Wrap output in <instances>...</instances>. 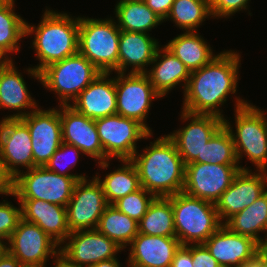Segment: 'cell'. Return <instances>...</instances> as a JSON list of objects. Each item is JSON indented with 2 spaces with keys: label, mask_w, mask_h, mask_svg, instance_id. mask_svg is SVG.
<instances>
[{
  "label": "cell",
  "mask_w": 267,
  "mask_h": 267,
  "mask_svg": "<svg viewBox=\"0 0 267 267\" xmlns=\"http://www.w3.org/2000/svg\"><path fill=\"white\" fill-rule=\"evenodd\" d=\"M240 55L223 51L208 64L190 74L184 90L182 109L193 114H211L225 118L220 105L229 94H235L239 80Z\"/></svg>",
  "instance_id": "obj_1"
},
{
  "label": "cell",
  "mask_w": 267,
  "mask_h": 267,
  "mask_svg": "<svg viewBox=\"0 0 267 267\" xmlns=\"http://www.w3.org/2000/svg\"><path fill=\"white\" fill-rule=\"evenodd\" d=\"M150 144L141 154L137 151L130 159L137 169L141 187L155 197H169L182 192L185 164L174 142L164 135Z\"/></svg>",
  "instance_id": "obj_2"
},
{
  "label": "cell",
  "mask_w": 267,
  "mask_h": 267,
  "mask_svg": "<svg viewBox=\"0 0 267 267\" xmlns=\"http://www.w3.org/2000/svg\"><path fill=\"white\" fill-rule=\"evenodd\" d=\"M37 27L26 22V35L34 33L33 49L40 63L28 68V75L41 81L40 72L48 65L78 53L79 17L45 9Z\"/></svg>",
  "instance_id": "obj_3"
},
{
  "label": "cell",
  "mask_w": 267,
  "mask_h": 267,
  "mask_svg": "<svg viewBox=\"0 0 267 267\" xmlns=\"http://www.w3.org/2000/svg\"><path fill=\"white\" fill-rule=\"evenodd\" d=\"M235 133L229 120L224 118V126L229 130L234 141L238 164L243 155L248 157L258 170L267 167V117L264 111L251 103L236 98Z\"/></svg>",
  "instance_id": "obj_4"
},
{
  "label": "cell",
  "mask_w": 267,
  "mask_h": 267,
  "mask_svg": "<svg viewBox=\"0 0 267 267\" xmlns=\"http://www.w3.org/2000/svg\"><path fill=\"white\" fill-rule=\"evenodd\" d=\"M176 238L181 245L203 244L222 225L214 203L177 193L171 196Z\"/></svg>",
  "instance_id": "obj_5"
},
{
  "label": "cell",
  "mask_w": 267,
  "mask_h": 267,
  "mask_svg": "<svg viewBox=\"0 0 267 267\" xmlns=\"http://www.w3.org/2000/svg\"><path fill=\"white\" fill-rule=\"evenodd\" d=\"M120 31L111 18L79 17L78 53L102 73H118Z\"/></svg>",
  "instance_id": "obj_6"
},
{
  "label": "cell",
  "mask_w": 267,
  "mask_h": 267,
  "mask_svg": "<svg viewBox=\"0 0 267 267\" xmlns=\"http://www.w3.org/2000/svg\"><path fill=\"white\" fill-rule=\"evenodd\" d=\"M100 73L87 58L77 53L44 68L40 72V82L58 95L60 106H70V101H74Z\"/></svg>",
  "instance_id": "obj_7"
},
{
  "label": "cell",
  "mask_w": 267,
  "mask_h": 267,
  "mask_svg": "<svg viewBox=\"0 0 267 267\" xmlns=\"http://www.w3.org/2000/svg\"><path fill=\"white\" fill-rule=\"evenodd\" d=\"M27 171L20 172L12 180V196L16 199L43 200L65 207L72 197L75 183L83 179L59 175L45 166H36Z\"/></svg>",
  "instance_id": "obj_8"
},
{
  "label": "cell",
  "mask_w": 267,
  "mask_h": 267,
  "mask_svg": "<svg viewBox=\"0 0 267 267\" xmlns=\"http://www.w3.org/2000/svg\"><path fill=\"white\" fill-rule=\"evenodd\" d=\"M94 121L105 153V162L114 157L119 161L130 160L137 152L136 142L153 136L138 121L118 114Z\"/></svg>",
  "instance_id": "obj_9"
},
{
  "label": "cell",
  "mask_w": 267,
  "mask_h": 267,
  "mask_svg": "<svg viewBox=\"0 0 267 267\" xmlns=\"http://www.w3.org/2000/svg\"><path fill=\"white\" fill-rule=\"evenodd\" d=\"M240 170L248 168L239 165L189 163L185 165L182 192L215 204Z\"/></svg>",
  "instance_id": "obj_10"
},
{
  "label": "cell",
  "mask_w": 267,
  "mask_h": 267,
  "mask_svg": "<svg viewBox=\"0 0 267 267\" xmlns=\"http://www.w3.org/2000/svg\"><path fill=\"white\" fill-rule=\"evenodd\" d=\"M115 77L117 114L134 119L142 124L150 133L145 123L154 99L162 98L153 88L145 73H117Z\"/></svg>",
  "instance_id": "obj_11"
},
{
  "label": "cell",
  "mask_w": 267,
  "mask_h": 267,
  "mask_svg": "<svg viewBox=\"0 0 267 267\" xmlns=\"http://www.w3.org/2000/svg\"><path fill=\"white\" fill-rule=\"evenodd\" d=\"M88 180L83 178L75 183L66 206L70 232L97 229L100 217L109 205L99 180L96 177Z\"/></svg>",
  "instance_id": "obj_12"
},
{
  "label": "cell",
  "mask_w": 267,
  "mask_h": 267,
  "mask_svg": "<svg viewBox=\"0 0 267 267\" xmlns=\"http://www.w3.org/2000/svg\"><path fill=\"white\" fill-rule=\"evenodd\" d=\"M181 118L191 121L187 126L167 136L174 142L185 165L202 163V149L224 125V119L216 115L193 114L184 110Z\"/></svg>",
  "instance_id": "obj_13"
},
{
  "label": "cell",
  "mask_w": 267,
  "mask_h": 267,
  "mask_svg": "<svg viewBox=\"0 0 267 267\" xmlns=\"http://www.w3.org/2000/svg\"><path fill=\"white\" fill-rule=\"evenodd\" d=\"M0 161L11 180L21 172L17 166L27 170L34 167L31 135L20 118L0 121Z\"/></svg>",
  "instance_id": "obj_14"
},
{
  "label": "cell",
  "mask_w": 267,
  "mask_h": 267,
  "mask_svg": "<svg viewBox=\"0 0 267 267\" xmlns=\"http://www.w3.org/2000/svg\"><path fill=\"white\" fill-rule=\"evenodd\" d=\"M5 243V249L19 260L22 265L46 264L49 256L54 257L60 247L35 223L23 218ZM8 246H7V245Z\"/></svg>",
  "instance_id": "obj_15"
},
{
  "label": "cell",
  "mask_w": 267,
  "mask_h": 267,
  "mask_svg": "<svg viewBox=\"0 0 267 267\" xmlns=\"http://www.w3.org/2000/svg\"><path fill=\"white\" fill-rule=\"evenodd\" d=\"M20 119L27 125L31 135L34 167L45 166L63 143L58 108H37Z\"/></svg>",
  "instance_id": "obj_16"
},
{
  "label": "cell",
  "mask_w": 267,
  "mask_h": 267,
  "mask_svg": "<svg viewBox=\"0 0 267 267\" xmlns=\"http://www.w3.org/2000/svg\"><path fill=\"white\" fill-rule=\"evenodd\" d=\"M267 171L251 169L240 170L234 177L228 189L221 194L215 203L218 217L223 224L233 215L252 205L267 191Z\"/></svg>",
  "instance_id": "obj_17"
},
{
  "label": "cell",
  "mask_w": 267,
  "mask_h": 267,
  "mask_svg": "<svg viewBox=\"0 0 267 267\" xmlns=\"http://www.w3.org/2000/svg\"><path fill=\"white\" fill-rule=\"evenodd\" d=\"M64 246L59 251L71 262L83 267H92L100 261L116 258L123 249L98 229L70 232Z\"/></svg>",
  "instance_id": "obj_18"
},
{
  "label": "cell",
  "mask_w": 267,
  "mask_h": 267,
  "mask_svg": "<svg viewBox=\"0 0 267 267\" xmlns=\"http://www.w3.org/2000/svg\"><path fill=\"white\" fill-rule=\"evenodd\" d=\"M59 115L62 126L63 143L73 145L83 154L98 160L102 169L109 166L99 139L95 121L76 112L70 106H60Z\"/></svg>",
  "instance_id": "obj_19"
},
{
  "label": "cell",
  "mask_w": 267,
  "mask_h": 267,
  "mask_svg": "<svg viewBox=\"0 0 267 267\" xmlns=\"http://www.w3.org/2000/svg\"><path fill=\"white\" fill-rule=\"evenodd\" d=\"M203 244L221 267H238L264 249L253 238L232 232L224 224Z\"/></svg>",
  "instance_id": "obj_20"
},
{
  "label": "cell",
  "mask_w": 267,
  "mask_h": 267,
  "mask_svg": "<svg viewBox=\"0 0 267 267\" xmlns=\"http://www.w3.org/2000/svg\"><path fill=\"white\" fill-rule=\"evenodd\" d=\"M110 74L101 72L70 107L93 120L117 114L115 78L109 79Z\"/></svg>",
  "instance_id": "obj_21"
},
{
  "label": "cell",
  "mask_w": 267,
  "mask_h": 267,
  "mask_svg": "<svg viewBox=\"0 0 267 267\" xmlns=\"http://www.w3.org/2000/svg\"><path fill=\"white\" fill-rule=\"evenodd\" d=\"M176 237L138 233L130 244L129 267H170L180 247Z\"/></svg>",
  "instance_id": "obj_22"
},
{
  "label": "cell",
  "mask_w": 267,
  "mask_h": 267,
  "mask_svg": "<svg viewBox=\"0 0 267 267\" xmlns=\"http://www.w3.org/2000/svg\"><path fill=\"white\" fill-rule=\"evenodd\" d=\"M22 218L35 223L59 246L70 234L65 206L38 199H18Z\"/></svg>",
  "instance_id": "obj_23"
},
{
  "label": "cell",
  "mask_w": 267,
  "mask_h": 267,
  "mask_svg": "<svg viewBox=\"0 0 267 267\" xmlns=\"http://www.w3.org/2000/svg\"><path fill=\"white\" fill-rule=\"evenodd\" d=\"M157 39L148 33L120 31L118 73H125L127 66L130 73H145L151 65L159 48Z\"/></svg>",
  "instance_id": "obj_24"
},
{
  "label": "cell",
  "mask_w": 267,
  "mask_h": 267,
  "mask_svg": "<svg viewBox=\"0 0 267 267\" xmlns=\"http://www.w3.org/2000/svg\"><path fill=\"white\" fill-rule=\"evenodd\" d=\"M12 60H6L0 65V109L23 110L16 114L4 117L8 118H22L26 116L28 111L25 109H37L36 101L32 99L24 78L18 72Z\"/></svg>",
  "instance_id": "obj_25"
},
{
  "label": "cell",
  "mask_w": 267,
  "mask_h": 267,
  "mask_svg": "<svg viewBox=\"0 0 267 267\" xmlns=\"http://www.w3.org/2000/svg\"><path fill=\"white\" fill-rule=\"evenodd\" d=\"M163 47L158 48L151 63V65L154 64L152 69L145 72L154 90L161 97L166 96L181 82H184L182 87L185 90L191 74L190 70L170 50Z\"/></svg>",
  "instance_id": "obj_26"
},
{
  "label": "cell",
  "mask_w": 267,
  "mask_h": 267,
  "mask_svg": "<svg viewBox=\"0 0 267 267\" xmlns=\"http://www.w3.org/2000/svg\"><path fill=\"white\" fill-rule=\"evenodd\" d=\"M223 224L232 232L253 238L267 248V191L252 205L230 217ZM259 232H266L265 239Z\"/></svg>",
  "instance_id": "obj_27"
},
{
  "label": "cell",
  "mask_w": 267,
  "mask_h": 267,
  "mask_svg": "<svg viewBox=\"0 0 267 267\" xmlns=\"http://www.w3.org/2000/svg\"><path fill=\"white\" fill-rule=\"evenodd\" d=\"M165 47L170 50L190 72L208 64L213 55L210 45L196 31H185L168 42Z\"/></svg>",
  "instance_id": "obj_28"
},
{
  "label": "cell",
  "mask_w": 267,
  "mask_h": 267,
  "mask_svg": "<svg viewBox=\"0 0 267 267\" xmlns=\"http://www.w3.org/2000/svg\"><path fill=\"white\" fill-rule=\"evenodd\" d=\"M138 233L150 236L176 237L174 214L169 197H155L138 222Z\"/></svg>",
  "instance_id": "obj_29"
},
{
  "label": "cell",
  "mask_w": 267,
  "mask_h": 267,
  "mask_svg": "<svg viewBox=\"0 0 267 267\" xmlns=\"http://www.w3.org/2000/svg\"><path fill=\"white\" fill-rule=\"evenodd\" d=\"M114 10L118 28L128 32L149 33L164 22L144 2L119 1Z\"/></svg>",
  "instance_id": "obj_30"
},
{
  "label": "cell",
  "mask_w": 267,
  "mask_h": 267,
  "mask_svg": "<svg viewBox=\"0 0 267 267\" xmlns=\"http://www.w3.org/2000/svg\"><path fill=\"white\" fill-rule=\"evenodd\" d=\"M123 166L108 173L103 181L96 175L103 188L108 204H113L119 198L133 193L141 188L140 179L135 165L130 160H121Z\"/></svg>",
  "instance_id": "obj_31"
},
{
  "label": "cell",
  "mask_w": 267,
  "mask_h": 267,
  "mask_svg": "<svg viewBox=\"0 0 267 267\" xmlns=\"http://www.w3.org/2000/svg\"><path fill=\"white\" fill-rule=\"evenodd\" d=\"M97 229L124 249L138 234V222L109 204L100 217Z\"/></svg>",
  "instance_id": "obj_32"
},
{
  "label": "cell",
  "mask_w": 267,
  "mask_h": 267,
  "mask_svg": "<svg viewBox=\"0 0 267 267\" xmlns=\"http://www.w3.org/2000/svg\"><path fill=\"white\" fill-rule=\"evenodd\" d=\"M14 2L0 6V55L6 60H12L7 53L19 51V41L26 36V21L14 12Z\"/></svg>",
  "instance_id": "obj_33"
},
{
  "label": "cell",
  "mask_w": 267,
  "mask_h": 267,
  "mask_svg": "<svg viewBox=\"0 0 267 267\" xmlns=\"http://www.w3.org/2000/svg\"><path fill=\"white\" fill-rule=\"evenodd\" d=\"M208 17H212L210 0H174L165 20L172 19L182 30L197 31Z\"/></svg>",
  "instance_id": "obj_34"
},
{
  "label": "cell",
  "mask_w": 267,
  "mask_h": 267,
  "mask_svg": "<svg viewBox=\"0 0 267 267\" xmlns=\"http://www.w3.org/2000/svg\"><path fill=\"white\" fill-rule=\"evenodd\" d=\"M202 163L239 165L234 141L229 130L224 125L202 149Z\"/></svg>",
  "instance_id": "obj_35"
},
{
  "label": "cell",
  "mask_w": 267,
  "mask_h": 267,
  "mask_svg": "<svg viewBox=\"0 0 267 267\" xmlns=\"http://www.w3.org/2000/svg\"><path fill=\"white\" fill-rule=\"evenodd\" d=\"M154 198L152 193L141 187L139 190L119 198L113 205L131 219L139 222Z\"/></svg>",
  "instance_id": "obj_36"
},
{
  "label": "cell",
  "mask_w": 267,
  "mask_h": 267,
  "mask_svg": "<svg viewBox=\"0 0 267 267\" xmlns=\"http://www.w3.org/2000/svg\"><path fill=\"white\" fill-rule=\"evenodd\" d=\"M68 152H72V155L75 157V159H71V161H67L66 155ZM79 152H81L78 148H76L73 145H69L66 143H62L60 145V147L57 149V151L52 155V157L50 158V160L48 161V163L45 165V167L52 171L55 172L59 175H63V176H70V177H83L86 178L85 175H78V174H70L67 173V171H69L70 169H72V167H74V165L78 162L79 159ZM69 154V153H68ZM69 156V155H67ZM64 161L66 162V165L64 164ZM61 164H64V166L66 167H62L60 168ZM67 170H65V169Z\"/></svg>",
  "instance_id": "obj_37"
},
{
  "label": "cell",
  "mask_w": 267,
  "mask_h": 267,
  "mask_svg": "<svg viewBox=\"0 0 267 267\" xmlns=\"http://www.w3.org/2000/svg\"><path fill=\"white\" fill-rule=\"evenodd\" d=\"M0 202V241L5 244L11 234L17 228L18 222L22 218L20 208L11 205L10 202Z\"/></svg>",
  "instance_id": "obj_38"
},
{
  "label": "cell",
  "mask_w": 267,
  "mask_h": 267,
  "mask_svg": "<svg viewBox=\"0 0 267 267\" xmlns=\"http://www.w3.org/2000/svg\"><path fill=\"white\" fill-rule=\"evenodd\" d=\"M250 0H210L212 18H227L236 12L246 10Z\"/></svg>",
  "instance_id": "obj_39"
},
{
  "label": "cell",
  "mask_w": 267,
  "mask_h": 267,
  "mask_svg": "<svg viewBox=\"0 0 267 267\" xmlns=\"http://www.w3.org/2000/svg\"><path fill=\"white\" fill-rule=\"evenodd\" d=\"M193 267H221L204 244H192Z\"/></svg>",
  "instance_id": "obj_40"
},
{
  "label": "cell",
  "mask_w": 267,
  "mask_h": 267,
  "mask_svg": "<svg viewBox=\"0 0 267 267\" xmlns=\"http://www.w3.org/2000/svg\"><path fill=\"white\" fill-rule=\"evenodd\" d=\"M170 267H193L192 245H180Z\"/></svg>",
  "instance_id": "obj_41"
},
{
  "label": "cell",
  "mask_w": 267,
  "mask_h": 267,
  "mask_svg": "<svg viewBox=\"0 0 267 267\" xmlns=\"http://www.w3.org/2000/svg\"><path fill=\"white\" fill-rule=\"evenodd\" d=\"M174 0H145V4L165 21Z\"/></svg>",
  "instance_id": "obj_42"
},
{
  "label": "cell",
  "mask_w": 267,
  "mask_h": 267,
  "mask_svg": "<svg viewBox=\"0 0 267 267\" xmlns=\"http://www.w3.org/2000/svg\"><path fill=\"white\" fill-rule=\"evenodd\" d=\"M238 267H267V248H264L253 259L243 262Z\"/></svg>",
  "instance_id": "obj_43"
},
{
  "label": "cell",
  "mask_w": 267,
  "mask_h": 267,
  "mask_svg": "<svg viewBox=\"0 0 267 267\" xmlns=\"http://www.w3.org/2000/svg\"><path fill=\"white\" fill-rule=\"evenodd\" d=\"M12 180L4 172L2 163L0 161V194L11 195Z\"/></svg>",
  "instance_id": "obj_44"
},
{
  "label": "cell",
  "mask_w": 267,
  "mask_h": 267,
  "mask_svg": "<svg viewBox=\"0 0 267 267\" xmlns=\"http://www.w3.org/2000/svg\"><path fill=\"white\" fill-rule=\"evenodd\" d=\"M22 264L17 258L10 254L6 249L0 253V267H21Z\"/></svg>",
  "instance_id": "obj_45"
},
{
  "label": "cell",
  "mask_w": 267,
  "mask_h": 267,
  "mask_svg": "<svg viewBox=\"0 0 267 267\" xmlns=\"http://www.w3.org/2000/svg\"><path fill=\"white\" fill-rule=\"evenodd\" d=\"M55 257H56V260L54 261L55 267H83L76 263L71 262L60 251L55 255Z\"/></svg>",
  "instance_id": "obj_46"
},
{
  "label": "cell",
  "mask_w": 267,
  "mask_h": 267,
  "mask_svg": "<svg viewBox=\"0 0 267 267\" xmlns=\"http://www.w3.org/2000/svg\"><path fill=\"white\" fill-rule=\"evenodd\" d=\"M92 267H121L120 262L118 261L117 258L114 259H109L105 261H100L99 263H96Z\"/></svg>",
  "instance_id": "obj_47"
},
{
  "label": "cell",
  "mask_w": 267,
  "mask_h": 267,
  "mask_svg": "<svg viewBox=\"0 0 267 267\" xmlns=\"http://www.w3.org/2000/svg\"><path fill=\"white\" fill-rule=\"evenodd\" d=\"M46 264H41V265H22L21 267H46Z\"/></svg>",
  "instance_id": "obj_48"
},
{
  "label": "cell",
  "mask_w": 267,
  "mask_h": 267,
  "mask_svg": "<svg viewBox=\"0 0 267 267\" xmlns=\"http://www.w3.org/2000/svg\"><path fill=\"white\" fill-rule=\"evenodd\" d=\"M5 249V244L0 241V253Z\"/></svg>",
  "instance_id": "obj_49"
},
{
  "label": "cell",
  "mask_w": 267,
  "mask_h": 267,
  "mask_svg": "<svg viewBox=\"0 0 267 267\" xmlns=\"http://www.w3.org/2000/svg\"><path fill=\"white\" fill-rule=\"evenodd\" d=\"M120 1L145 2V0H120Z\"/></svg>",
  "instance_id": "obj_50"
},
{
  "label": "cell",
  "mask_w": 267,
  "mask_h": 267,
  "mask_svg": "<svg viewBox=\"0 0 267 267\" xmlns=\"http://www.w3.org/2000/svg\"><path fill=\"white\" fill-rule=\"evenodd\" d=\"M5 61H6V59H4V58L0 55V65H2Z\"/></svg>",
  "instance_id": "obj_51"
},
{
  "label": "cell",
  "mask_w": 267,
  "mask_h": 267,
  "mask_svg": "<svg viewBox=\"0 0 267 267\" xmlns=\"http://www.w3.org/2000/svg\"><path fill=\"white\" fill-rule=\"evenodd\" d=\"M9 0H0V6L8 2Z\"/></svg>",
  "instance_id": "obj_52"
}]
</instances>
